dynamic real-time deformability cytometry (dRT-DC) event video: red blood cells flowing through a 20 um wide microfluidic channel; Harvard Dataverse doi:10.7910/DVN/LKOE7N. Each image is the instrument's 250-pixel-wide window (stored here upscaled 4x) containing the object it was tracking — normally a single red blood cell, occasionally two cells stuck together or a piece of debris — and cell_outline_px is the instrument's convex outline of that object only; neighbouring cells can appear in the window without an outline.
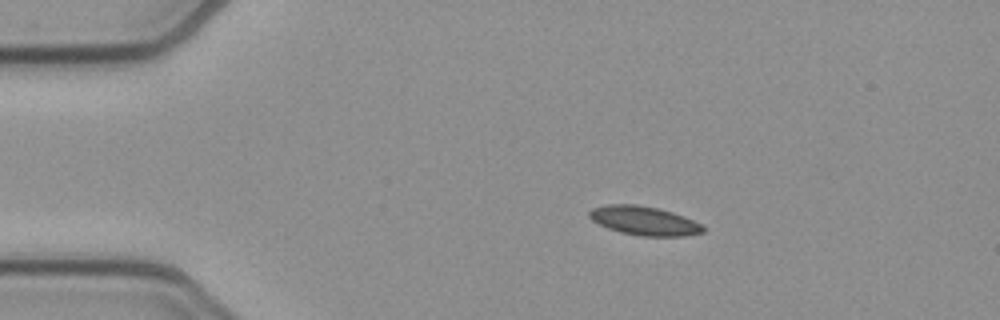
{"species": "common noctule bat (a hibernating species)", "species_latin": "Nyctalus noctula", "temperature_condition": "cold", "stored_images_in_passage": 37, "camera_frame_rate_fps": 3000, "um_per_image_px": 0.085, "animal": {"sex": "female", "body_mass_g": 21.9}, "frame": {"image": 1, "passage_image": 1, "time_ms": 0.0, "image_size_px": [1000, 320], "cell_outline_px": [[704, 232], [684, 236], [640, 236], [620, 232], [608, 228], [592, 220], [588, 216], [588, 212], [592, 208], [608, 204], [636, 204], [656, 208], [672, 212], [684, 216], [700, 224], [704, 228]], "centroid_in_image_um": [54.73, 18.76], "position_along_channel_um": 30.3, "area_um2": 19.07}}
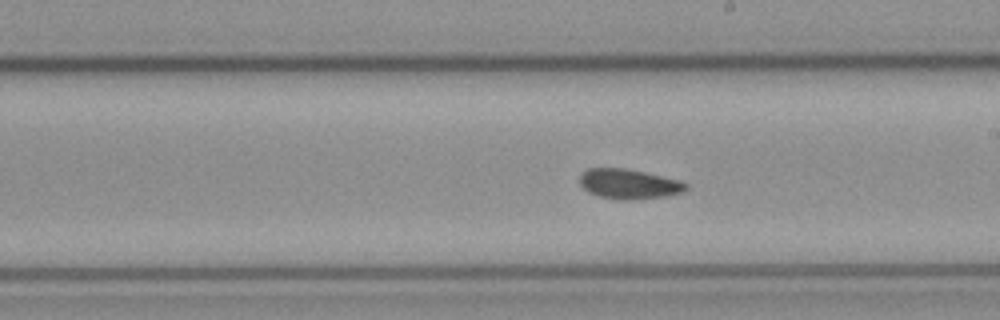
{"frame": {"image": 2, "passage_image": 21, "time_ms": 6.667, "image_size_px": [1000, 320], "cell_outline_px": [[688, 188], [680, 192], [668, 196], [632, 200], [620, 200], [596, 196], [588, 192], [580, 184], [580, 176], [588, 168], [624, 168], [644, 172], [680, 180], [688, 184]], "centroid_in_image_um": [53.45, 15.65], "position_along_channel_um": 235.5, "area_um2": 18.55}}
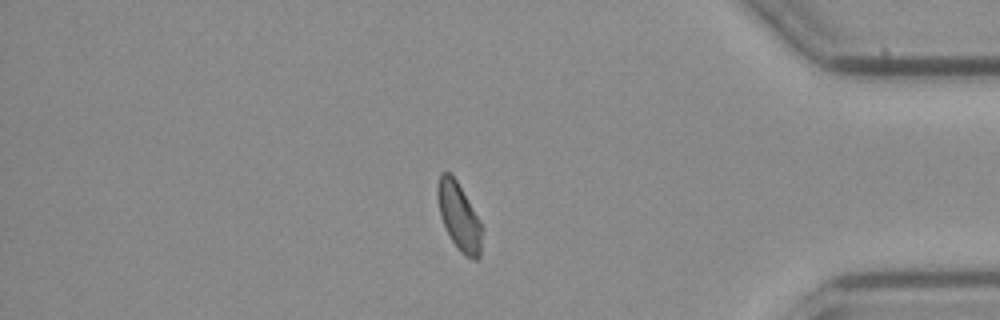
{"frame": {"image": 3, "passage_image": 36, "time_ms": 11.667, "image_size_px": [1000, 320], "cell_outline_px": [[484, 228], [480, 256], [476, 260], [472, 260], [464, 256], [456, 248], [440, 216], [436, 192], [436, 188], [440, 172], [448, 172], [456, 180], [480, 220]], "centroid_in_image_um": [39.04, 18.45], "position_along_channel_um": 396.2, "area_um2": 17.69}}